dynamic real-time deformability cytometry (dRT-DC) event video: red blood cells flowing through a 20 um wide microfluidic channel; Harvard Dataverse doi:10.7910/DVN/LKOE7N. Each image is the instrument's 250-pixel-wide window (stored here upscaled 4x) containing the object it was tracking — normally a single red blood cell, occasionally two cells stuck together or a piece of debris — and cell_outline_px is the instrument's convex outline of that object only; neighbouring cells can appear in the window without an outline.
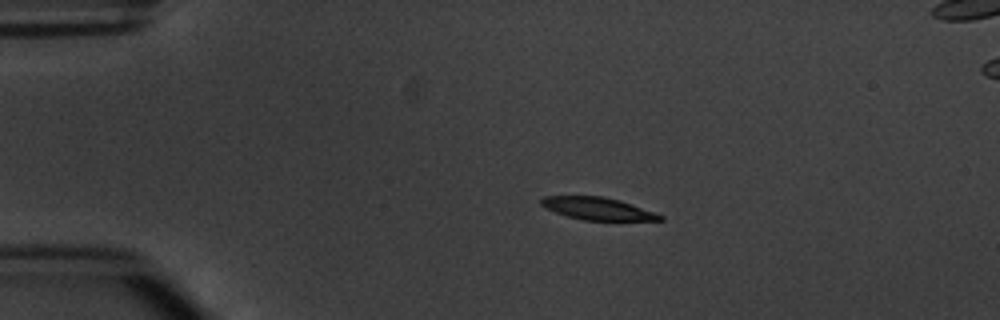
{"species": "common noctule bat (a hibernating species)", "species_latin": "Nyctalus noctula", "temperature_condition": "warm", "stored_images_in_passage": 4, "camera_frame_rate_fps": 3000, "um_per_image_px": 0.085, "animal": {"sex": "male", "body_mass_g": 20.1, "forearm_length_mm": 53.5}, "frame": {"image": 1, "passage_image": 2, "time_ms": 2.0, "image_size_px": [1000, 320], "cell_outline_px": [[664, 220], [584, 220], [568, 216], [544, 208], [540, 204], [540, 200], [544, 196], [604, 196], [620, 200], [664, 216]], "centroid_in_image_um": [50.77, 17.72], "position_along_channel_um": 34.2, "area_um2": 15.37}}